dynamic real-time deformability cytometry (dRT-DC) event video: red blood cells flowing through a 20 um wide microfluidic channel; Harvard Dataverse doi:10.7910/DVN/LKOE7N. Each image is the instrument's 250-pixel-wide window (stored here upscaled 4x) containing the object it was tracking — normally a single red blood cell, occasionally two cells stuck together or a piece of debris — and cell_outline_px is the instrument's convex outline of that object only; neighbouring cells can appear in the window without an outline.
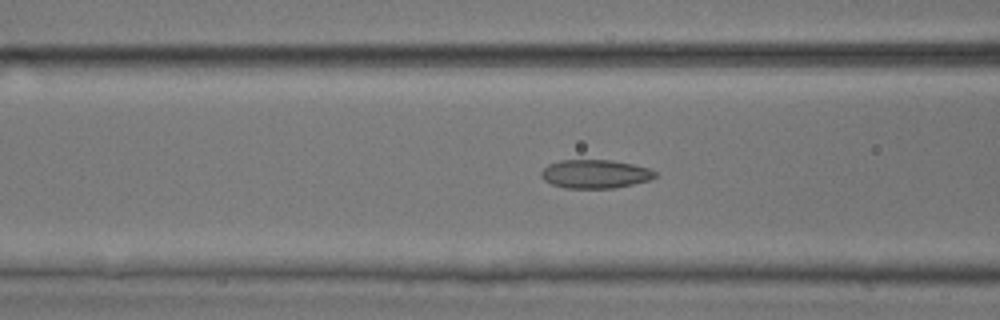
{"species": "common noctule bat (a hibernating species)", "species_latin": "Nyctalus noctula", "temperature_condition": "room temperature", "stored_images_in_passage": 37, "camera_frame_rate_fps": 3000, "um_per_image_px": 0.085, "animal": {"sex": "male", "body_mass_g": 17.9, "forearm_length_mm": 54.2}, "frame": {"image": 1, "passage_image": 13, "time_ms": 4.0, "image_size_px": [1000, 320], "cell_outline_px": [[656, 176], [652, 180], [612, 188], [564, 188], [552, 184], [544, 180], [540, 176], [540, 172], [548, 164], [560, 160], [612, 160], [632, 164], [648, 168], [656, 172]], "centroid_in_image_um": [50.57, 14.78], "position_along_channel_um": 116.0, "area_um2": 19.02}}
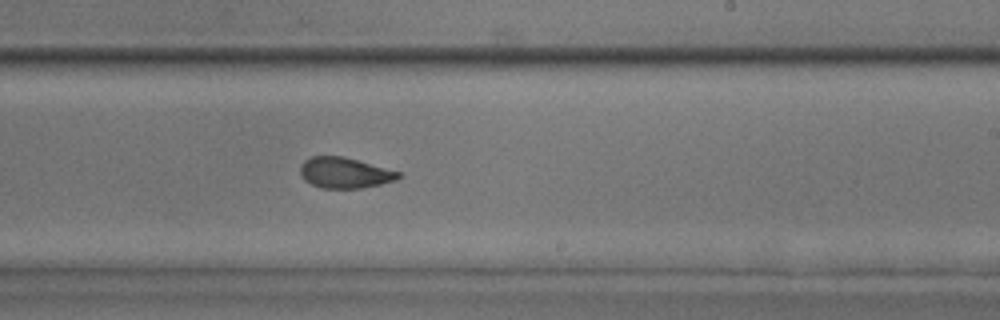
{"frame": {"image": 2, "passage_image": 24, "time_ms": 7.667, "image_size_px": [1000, 320], "cell_outline_px": [[404, 176], [396, 180], [380, 184], [360, 188], [320, 188], [304, 180], [300, 176], [300, 164], [304, 160], [312, 156], [344, 156], [400, 172]], "centroid_in_image_um": [29.28, 14.68], "position_along_channel_um": 259.7, "area_um2": 17.69}}
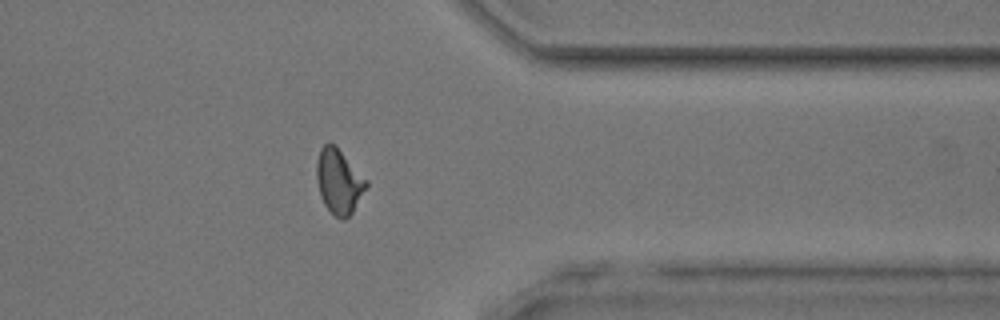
{"frame": {"image": 3, "passage_image": 34, "time_ms": 11.0, "image_size_px": [1000, 320], "cell_outline_px": [[368, 184], [352, 212], [344, 220], [340, 220], [324, 204], [320, 196], [316, 180], [316, 160], [320, 148], [324, 144], [336, 144], [368, 180]], "centroid_in_image_um": [28.79, 15.38], "position_along_channel_um": 382.6, "area_um2": 18.84}, "authors_computed_cell_mechanics": {"area_um2": 18.2648, "velocity_mm_per_s": 3.9347, "shape_relaxation_time_tau1_ms": 6.7533, "shape_relaxation_time_tau2_ms": 1.589, "deformation_change_tau1": 0.1426, "deformation_change_tau2": 0.0841}}